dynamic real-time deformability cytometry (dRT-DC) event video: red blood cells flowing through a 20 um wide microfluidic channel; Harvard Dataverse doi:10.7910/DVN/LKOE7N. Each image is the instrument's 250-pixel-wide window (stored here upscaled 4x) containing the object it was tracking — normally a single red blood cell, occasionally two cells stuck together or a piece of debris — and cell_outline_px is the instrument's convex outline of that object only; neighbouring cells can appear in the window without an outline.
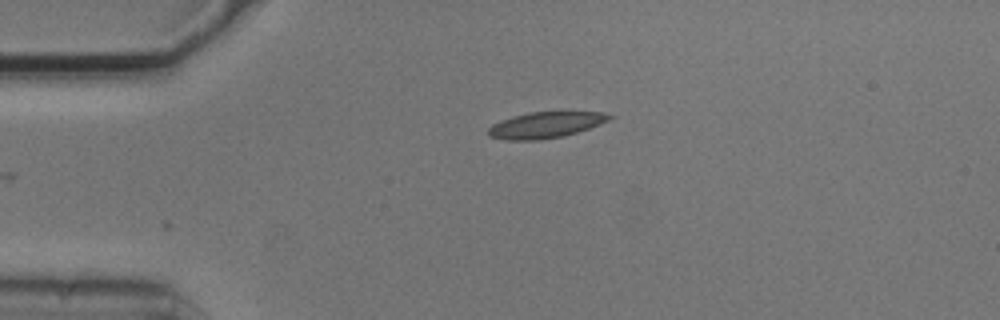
{"species": "common noctule bat (a hibernating species)", "species_latin": "Nyctalus noctula", "temperature_condition": "cold", "stored_images_in_passage": 3, "camera_frame_rate_fps": 3000, "um_per_image_px": 0.085, "animal": {"sex": "male", "body_mass_g": 20.5, "forearm_length_mm": 52.5}, "frame": {"image": 1, "passage_image": 3, "time_ms": 0.667, "image_size_px": [1000, 320], "cell_outline_px": [[616, 116], [600, 124], [564, 136], [540, 140], [504, 140], [488, 136], [488, 128], [492, 124], [500, 120], [512, 116], [528, 112], [604, 112]], "centroid_in_image_um": [46.34, 10.62], "position_along_channel_um": 38.7, "area_um2": 18.5}}